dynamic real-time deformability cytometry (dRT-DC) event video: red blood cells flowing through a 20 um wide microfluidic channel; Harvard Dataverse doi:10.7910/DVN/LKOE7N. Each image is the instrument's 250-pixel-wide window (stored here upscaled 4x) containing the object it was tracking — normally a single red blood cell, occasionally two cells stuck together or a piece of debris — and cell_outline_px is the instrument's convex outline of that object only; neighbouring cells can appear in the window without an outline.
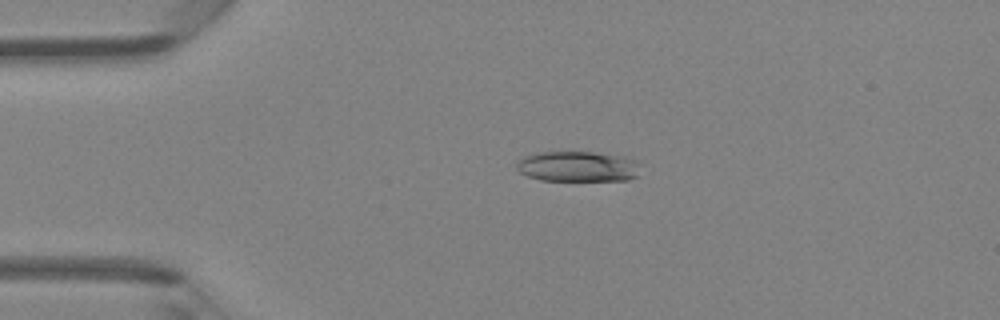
{"species": "Egyptian fruit bat (a non-hibernating species)", "species_latin": "Rousettus aegyptiacus", "temperature_condition": "room temperature", "stored_images_in_passage": 2, "camera_frame_rate_fps": 3000, "um_per_image_px": 0.085, "animal": {"sex": "female"}, "frame": {"image": 1, "passage_image": 1, "time_ms": 0.0, "image_size_px": [1000, 320], "cell_outline_px": [[636, 176], [628, 180], [540, 180], [528, 176], [520, 172], [516, 168], [516, 164], [524, 156], [536, 152], [592, 152], [624, 156], [636, 160]], "centroid_in_image_um": [49.06, 14.14], "position_along_channel_um": 35.9, "area_um2": 21.73}}